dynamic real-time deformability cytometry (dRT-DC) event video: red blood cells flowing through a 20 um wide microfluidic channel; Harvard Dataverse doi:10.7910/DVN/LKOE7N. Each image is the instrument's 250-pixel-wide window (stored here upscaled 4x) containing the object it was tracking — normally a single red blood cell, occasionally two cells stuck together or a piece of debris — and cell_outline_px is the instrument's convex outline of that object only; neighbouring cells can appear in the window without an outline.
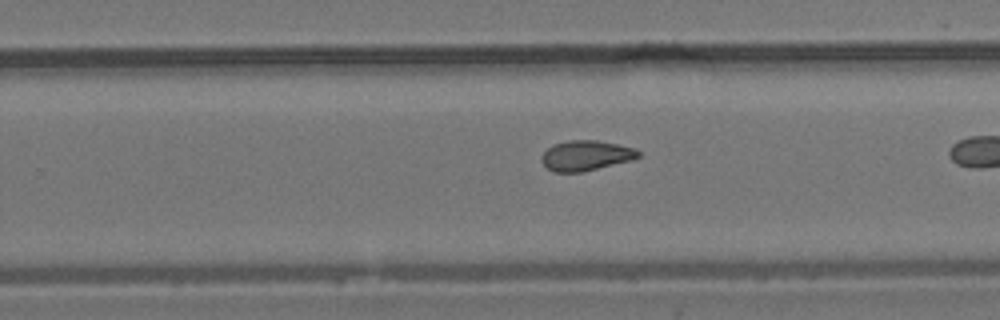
{"species": "common noctule bat (a hibernating species)", "species_latin": "Nyctalus noctula", "temperature_condition": "room temperature", "stored_images_in_passage": 27, "camera_frame_rate_fps": 3000, "um_per_image_px": 0.085, "animal": {"sex": "male", "body_mass_g": 19.2, "forearm_length_mm": 51.8}, "frame": {"image": 1, "passage_image": 20, "time_ms": 6.333, "image_size_px": [1000, 320], "cell_outline_px": [[640, 156], [632, 160], [584, 172], [552, 172], [540, 160], [540, 156], [552, 144], [568, 140], [596, 140], [636, 148], [640, 152]], "centroid_in_image_um": [49.79, 13.22], "position_along_channel_um": 280.0, "area_um2": 17.17}}
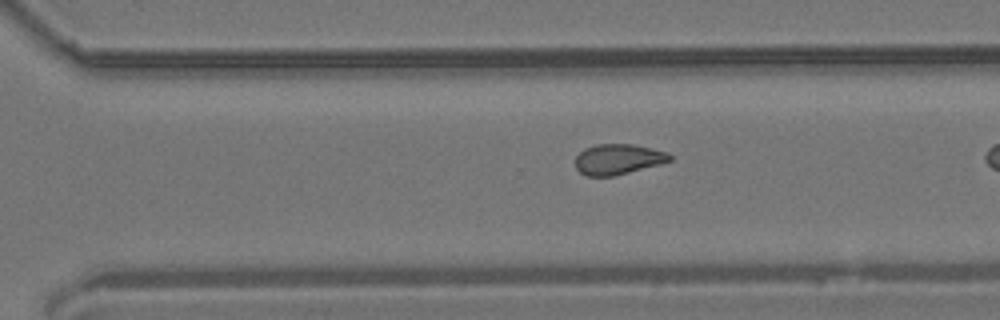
{"frame": {"image": 2, "passage_image": 23, "time_ms": 7.333, "image_size_px": [1000, 320], "cell_outline_px": [[672, 160], [660, 164], [612, 176], [588, 176], [580, 172], [576, 168], [576, 156], [584, 148], [596, 144], [632, 144], [652, 148], [668, 152], [672, 156]], "centroid_in_image_um": [52.54, 13.52], "position_along_channel_um": 318.1, "area_um2": 16.7}}